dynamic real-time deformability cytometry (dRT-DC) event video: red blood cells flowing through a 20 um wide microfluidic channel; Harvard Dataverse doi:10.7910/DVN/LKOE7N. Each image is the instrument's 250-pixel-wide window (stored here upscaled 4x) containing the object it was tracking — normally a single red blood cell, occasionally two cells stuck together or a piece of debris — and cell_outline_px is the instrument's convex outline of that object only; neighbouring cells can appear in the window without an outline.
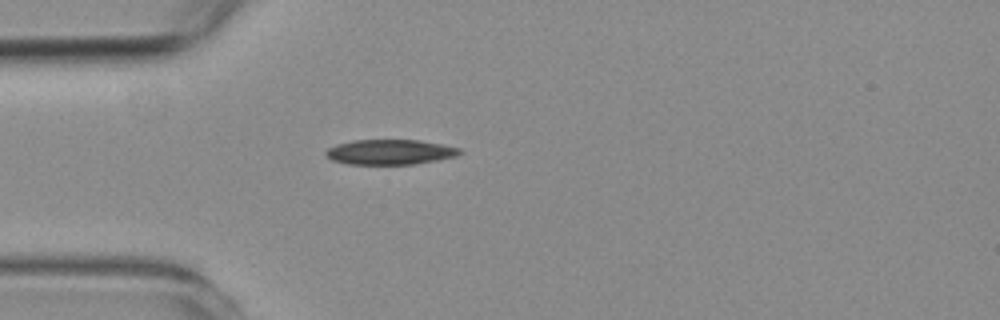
{"species": "common noctule bat (a hibernating species)", "species_latin": "Nyctalus noctula", "temperature_condition": "room temperature", "stored_images_in_passage": 30, "camera_frame_rate_fps": 3000, "um_per_image_px": 0.085, "animal": {"sex": "female", "body_mass_g": 19.3, "forearm_length_mm": 54.1}, "frame": {"image": 1, "passage_image": 1, "time_ms": 0.0, "image_size_px": [1000, 320], "cell_outline_px": [[464, 152], [456, 156], [416, 164], [348, 164], [332, 160], [324, 152], [328, 148], [336, 144], [352, 140], [420, 140], [460, 148]], "centroid_in_image_um": [33.15, 12.92], "position_along_channel_um": 51.8, "area_um2": 19.54}}
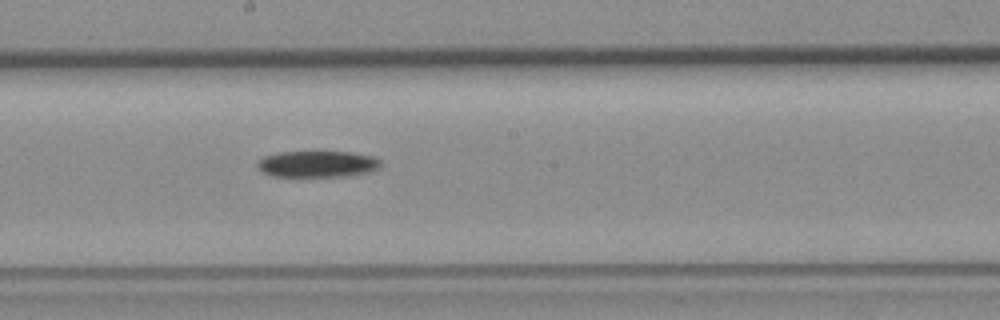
{"frame": {"image": 2, "passage_image": 16, "time_ms": 5.0, "image_size_px": [1000, 320], "cell_outline_px": [[380, 168], [372, 172], [348, 176], [272, 176], [256, 168], [256, 160], [264, 156], [276, 152], [352, 152], [372, 156], [380, 160]], "centroid_in_image_um": [26.96, 13.94], "position_along_channel_um": 221.2, "area_um2": 19.19}}
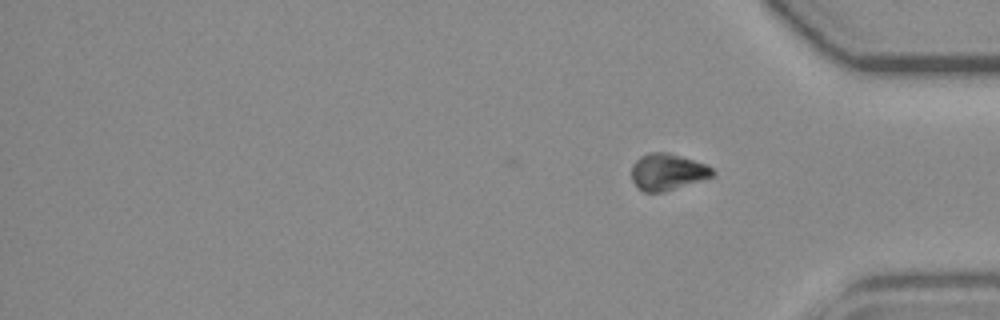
{"frame": {"image": 3, "passage_image": 30, "time_ms": 9.667, "image_size_px": [1000, 320], "cell_outline_px": [[716, 172], [712, 176], [664, 192], [644, 192], [632, 180], [632, 164], [640, 156], [648, 152], [668, 152], [708, 164]], "centroid_in_image_um": [56.74, 14.59], "position_along_channel_um": 378.5, "area_um2": 17.22}, "authors_computed_cell_mechanics": {"area_um2": 19.941, "velocity_mm_per_s": 3.5356, "shape_relaxation_time_tau1_ms": 2.0402, "shape_relaxation_time_tau2_ms": null, "deformation_change_tau1": 0.0597, "deformation_change_tau2": null}}